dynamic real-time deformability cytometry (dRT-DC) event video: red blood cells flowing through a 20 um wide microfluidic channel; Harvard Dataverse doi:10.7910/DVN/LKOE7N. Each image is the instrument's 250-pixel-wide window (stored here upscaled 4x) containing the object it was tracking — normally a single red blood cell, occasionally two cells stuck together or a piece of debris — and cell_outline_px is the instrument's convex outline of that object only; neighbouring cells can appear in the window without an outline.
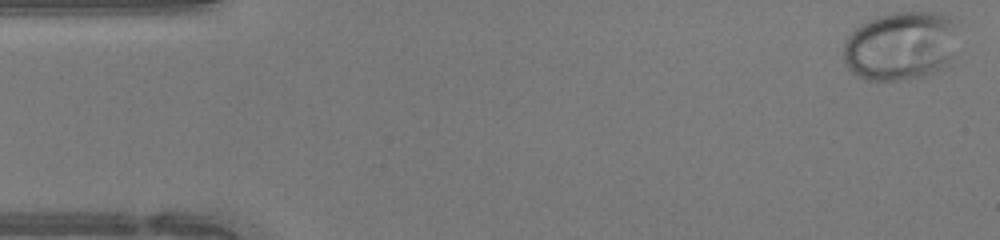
{"species": "human", "species_latin": "Homo sapiens", "temperature_condition": "warm", "stored_images_in_passage": 46, "camera_frame_rate_fps": 3000, "um_per_image_px": 0.085, "donor": {"sex": "female"}, "frame": {"image": 1, "passage_image": 1, "time_ms": 0.0, "image_size_px": [1000, 240], "cell_outline_px": [[960, 20], [948, 56], [932, 72], [924, 76], [900, 80], [864, 80], [856, 76], [844, 64], [844, 44], [848, 36], [860, 24], [876, 16], [892, 12], [936, 12], [952, 16]], "centroid_in_image_um": [76.49, 3.85], "position_along_channel_um": 8.5, "area_um2": 45.72}}
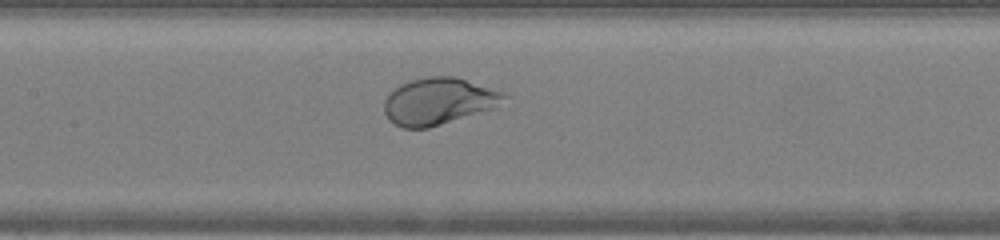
{"frame": {"image": 2, "passage_image": 21, "time_ms": 6.667, "image_size_px": [1000, 240], "cell_outline_px": [[508, 96], [492, 108], [428, 128], [404, 128], [388, 120], [384, 112], [384, 100], [400, 84], [412, 80], [428, 76], [456, 76], [508, 92]], "centroid_in_image_um": [37.29, 8.58], "position_along_channel_um": 170.1, "area_um2": 32.54}}
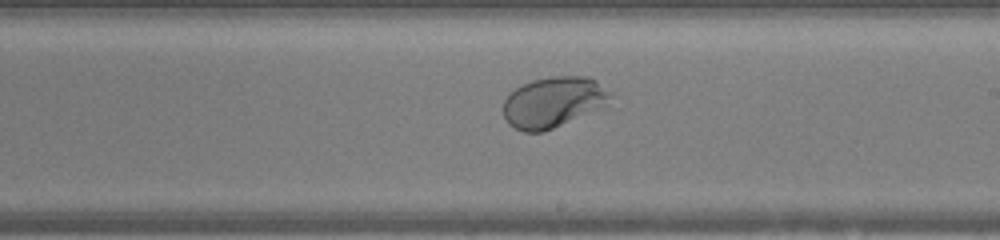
{"frame": {"image": 3, "passage_image": 26, "time_ms": 8.333, "image_size_px": [1000, 240], "cell_outline_px": [[616, 96], [608, 108], [544, 132], [524, 132], [508, 124], [504, 116], [504, 100], [508, 92], [532, 80], [552, 76], [588, 76], [596, 80], [612, 92]], "centroid_in_image_um": [47.15, 8.69], "position_along_channel_um": 241.8, "area_um2": 32.83}, "authors_computed_cell_mechanics": {"area_um2": 37.6278, "velocity_mm_per_s": 4.3379, "shape_relaxation_time_tau1_ms": 2.5682, "shape_relaxation_time_tau2_ms": null, "deformation_change_tau1": 0.15, "deformation_change_tau2": null}}